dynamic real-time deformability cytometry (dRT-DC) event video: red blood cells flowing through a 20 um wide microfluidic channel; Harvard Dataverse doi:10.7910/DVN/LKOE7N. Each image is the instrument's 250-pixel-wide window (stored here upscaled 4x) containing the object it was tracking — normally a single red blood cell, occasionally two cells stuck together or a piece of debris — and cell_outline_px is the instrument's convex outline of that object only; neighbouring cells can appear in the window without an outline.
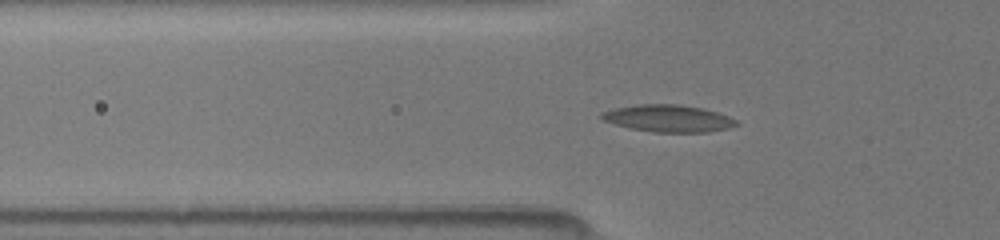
{"species": "common noctule bat (a hibernating species)", "species_latin": "Nyctalus noctula", "temperature_condition": "room temperature", "stored_images_in_passage": 99, "camera_frame_rate_fps": 3000, "um_per_image_px": 0.085, "animal": {"sex": "female", "body_mass_g": 19.5, "forearm_length_mm": 54.1}, "frame": {"image": 1, "passage_image": 41, "time_ms": 5.667, "image_size_px": [1000, 240], "cell_outline_px": [[740, 124], [728, 128], [708, 132], [656, 132], [632, 128], [616, 124], [604, 120], [600, 116], [604, 112], [616, 108], [640, 104], [676, 104], [700, 108], [716, 112], [728, 116], [736, 120]], "centroid_in_image_um": [56.85, 10.07], "position_along_channel_um": 68.9, "area_um2": 20.81}}
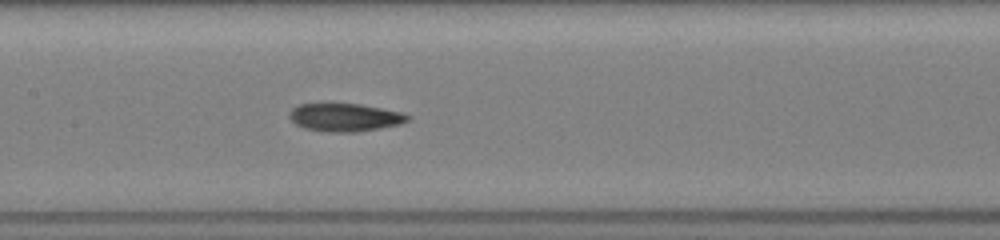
{"frame": {"image": 2, "passage_image": 64, "time_ms": 8.333, "image_size_px": [1000, 240], "cell_outline_px": [[408, 120], [396, 124], [380, 128], [356, 132], [328, 132], [304, 128], [296, 124], [288, 116], [292, 108], [300, 104], [360, 104], [400, 112], [408, 116]], "centroid_in_image_um": [29.25, 9.98], "position_along_channel_um": 178.1, "area_um2": 18.9}}
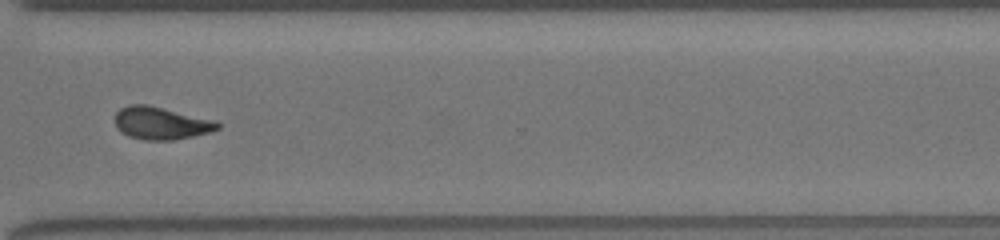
{"frame": {"image": 3, "passage_image": 98, "time_ms": 12.667, "image_size_px": [1000, 240], "cell_outline_px": [[220, 128], [208, 132], [192, 136], [172, 140], [144, 140], [128, 136], [116, 124], [116, 112], [120, 108], [128, 104], [148, 104], [212, 120], [220, 124]], "centroid_in_image_um": [13.66, 10.46], "position_along_channel_um": 356.9, "area_um2": 19.07}}